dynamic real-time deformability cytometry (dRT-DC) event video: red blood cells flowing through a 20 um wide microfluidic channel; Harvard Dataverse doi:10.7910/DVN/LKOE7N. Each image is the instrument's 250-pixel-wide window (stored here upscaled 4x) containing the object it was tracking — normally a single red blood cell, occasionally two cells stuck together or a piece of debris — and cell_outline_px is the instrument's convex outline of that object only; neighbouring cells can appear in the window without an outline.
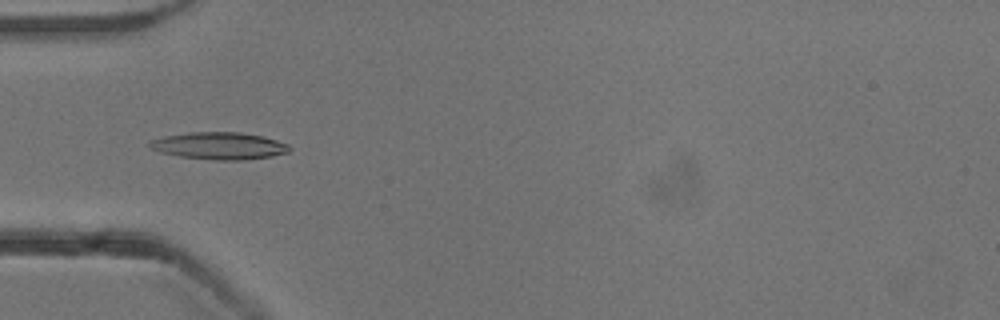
{"species": "common noctule bat (a hibernating species)", "species_latin": "Nyctalus noctula", "temperature_condition": "cold", "stored_images_in_passage": 53, "camera_frame_rate_fps": 3000, "um_per_image_px": 0.085, "animal": {"sex": "male", "body_mass_g": 13.3}, "frame": {"image": 1, "passage_image": 17, "time_ms": 5.333, "image_size_px": [1000, 320], "cell_outline_px": [[292, 148], [288, 152], [272, 156], [244, 160], [216, 160], [180, 156], [160, 152], [152, 148], [148, 144], [152, 140], [164, 136], [192, 132], [240, 132], [264, 136], [288, 144]], "centroid_in_image_um": [18.68, 12.39], "position_along_channel_um": 66.3, "area_um2": 22.02}}
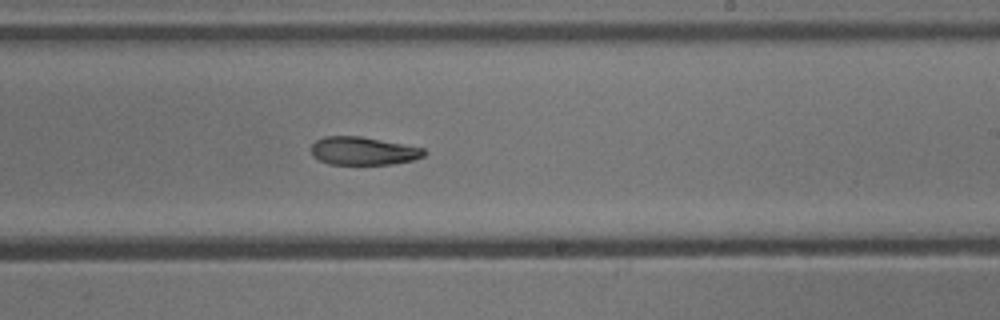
{"frame": {"image": 2, "passage_image": 32, "time_ms": 10.333, "image_size_px": [1000, 320], "cell_outline_px": [[424, 156], [412, 160], [392, 164], [328, 164], [312, 156], [312, 144], [316, 140], [324, 136], [360, 136], [424, 148]], "centroid_in_image_um": [30.84, 12.83], "position_along_channel_um": 258.2, "area_um2": 18.32}}
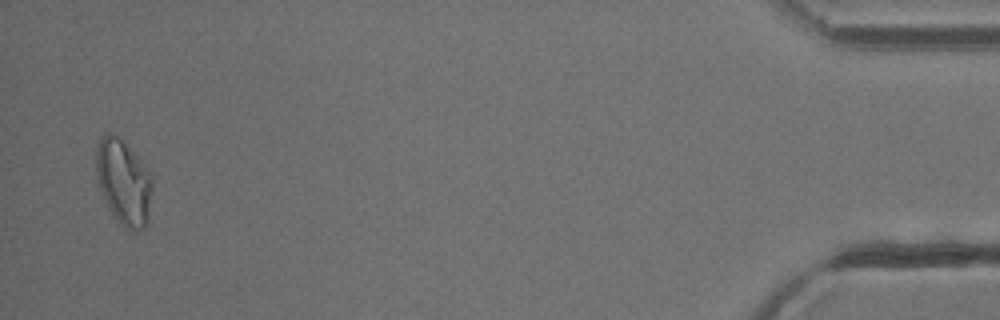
{"frame": {"image": 3, "passage_image": 52, "time_ms": 17.0, "image_size_px": [1000, 320], "cell_outline_px": [[152, 188], [148, 224], [144, 228], [136, 232], [132, 232], [112, 216], [100, 188], [96, 176], [96, 148], [100, 136], [108, 132], [116, 136], [140, 160], [152, 176]], "centroid_in_image_um": [10.51, 15.53], "position_along_channel_um": 424.7, "area_um2": 27.8}, "authors_computed_cell_mechanics": {"area_um2": 20.1722, "velocity_mm_per_s": 3.8253, "shape_relaxation_time_tau1_ms": 5.7033, "shape_relaxation_time_tau2_ms": null, "deformation_change_tau1": 0.1611, "deformation_change_tau2": null}}